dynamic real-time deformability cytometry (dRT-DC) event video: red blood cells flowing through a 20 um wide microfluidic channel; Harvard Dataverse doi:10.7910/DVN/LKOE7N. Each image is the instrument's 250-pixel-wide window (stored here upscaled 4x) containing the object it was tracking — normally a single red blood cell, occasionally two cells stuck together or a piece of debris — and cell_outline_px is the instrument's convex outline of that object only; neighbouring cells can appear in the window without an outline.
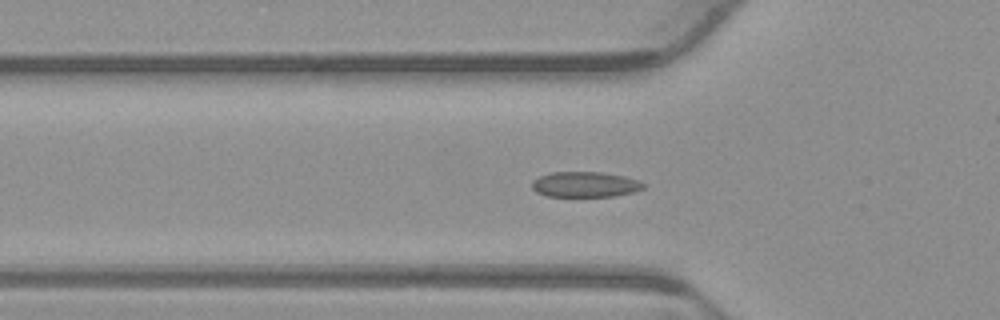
{"species": "common noctule bat (a hibernating species)", "species_latin": "Nyctalus noctula", "temperature_condition": "warm", "stored_images_in_passage": 42, "camera_frame_rate_fps": 3000, "um_per_image_px": 0.085, "animal": {"sex": "male", "body_mass_g": 23.1, "forearm_length_mm": 52.7}, "frame": {"image": 1, "passage_image": 5, "time_ms": 1.333, "image_size_px": [1000, 320], "cell_outline_px": [[648, 184], [644, 188], [632, 192], [616, 196], [548, 196], [536, 192], [532, 188], [532, 180], [540, 176], [552, 172], [600, 172], [624, 176], [640, 180]], "centroid_in_image_um": [49.77, 15.67], "position_along_channel_um": 76.0, "area_um2": 16.59}}
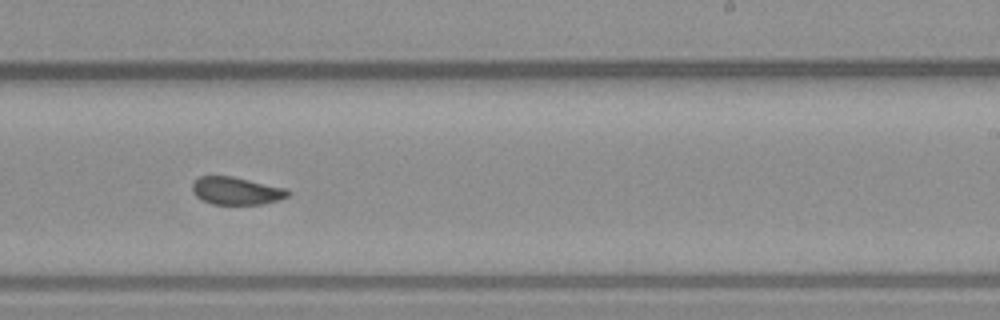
{"frame": {"image": 2, "passage_image": 20, "time_ms": 6.333, "image_size_px": [1000, 320], "cell_outline_px": [[292, 192], [288, 196], [280, 200], [264, 204], [212, 204], [196, 196], [192, 192], [192, 184], [200, 176], [232, 176], [284, 188]], "centroid_in_image_um": [20.1, 16.23], "position_along_channel_um": 268.9, "area_um2": 15.32}}
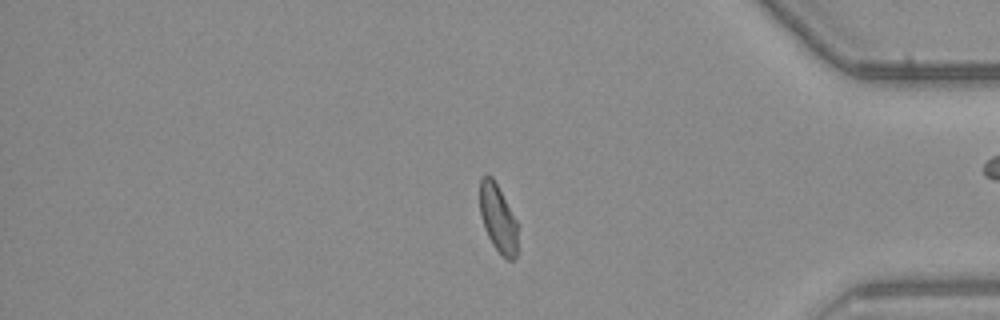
{"frame": {"image": 3, "passage_image": 32, "time_ms": 10.333, "image_size_px": [1000, 320], "cell_outline_px": [[516, 256], [512, 260], [508, 260], [492, 244], [484, 228], [480, 216], [480, 176], [488, 172], [492, 176], [516, 220]], "centroid_in_image_um": [42.28, 18.5], "position_along_channel_um": 392.9, "area_um2": 14.74}, "authors_computed_cell_mechanics": {"area_um2": 15.9528, "velocity_mm_per_s": 3.8422, "shape_relaxation_time_tau1_ms": null, "shape_relaxation_time_tau2_ms": 1.0661, "deformation_change_tau1": null, "deformation_change_tau2": 0.051}}